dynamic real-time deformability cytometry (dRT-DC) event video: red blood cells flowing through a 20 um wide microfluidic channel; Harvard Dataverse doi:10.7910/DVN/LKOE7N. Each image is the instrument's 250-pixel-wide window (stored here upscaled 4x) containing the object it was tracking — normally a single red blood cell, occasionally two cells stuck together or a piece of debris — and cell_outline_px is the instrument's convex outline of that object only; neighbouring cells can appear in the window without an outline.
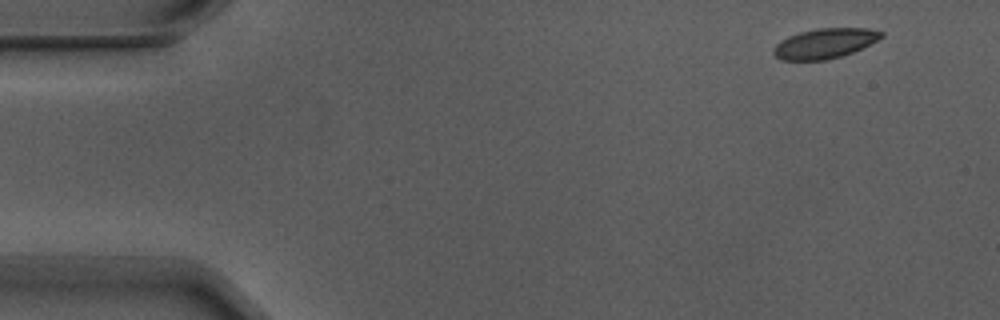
{"species": "Egyptian fruit bat (a non-hibernating species)", "species_latin": "Rousettus aegyptiacus", "temperature_condition": "warm", "stored_images_in_passage": 5, "camera_frame_rate_fps": 3000, "um_per_image_px": 0.085, "animal": {"sex": "male"}, "frame": {"image": 1, "passage_image": 1, "time_ms": 0.0, "image_size_px": [1000, 320], "cell_outline_px": [[884, 36], [852, 52], [828, 60], [780, 60], [772, 52], [772, 48], [780, 40], [788, 36], [800, 32], [816, 28], [868, 28], [884, 32]], "centroid_in_image_um": [70.06, 3.68], "position_along_channel_um": 14.9, "area_um2": 18.79}}